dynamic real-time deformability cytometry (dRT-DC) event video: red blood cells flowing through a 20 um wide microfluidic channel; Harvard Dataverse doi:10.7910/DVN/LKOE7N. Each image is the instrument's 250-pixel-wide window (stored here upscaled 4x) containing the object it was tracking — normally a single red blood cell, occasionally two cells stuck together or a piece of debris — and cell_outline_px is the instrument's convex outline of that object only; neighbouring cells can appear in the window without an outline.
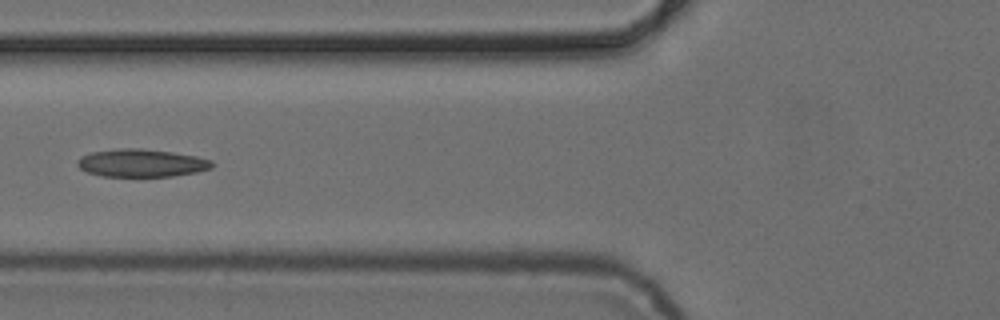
{"species": "common noctule bat (a hibernating species)", "species_latin": "Nyctalus noctula", "temperature_condition": "cold", "stored_images_in_passage": 5, "camera_frame_rate_fps": 3000, "um_per_image_px": 0.085, "animal": {"sex": "female", "body_mass_g": 24.6, "forearm_length_mm": 56.2}, "frame": {"image": 1, "passage_image": 5, "time_ms": 6.0, "image_size_px": [1000, 320], "cell_outline_px": [[212, 168], [196, 172], [172, 176], [104, 176], [88, 172], [80, 168], [76, 164], [76, 160], [80, 156], [92, 152], [120, 148], [140, 148], [172, 152], [196, 156], [212, 160]], "centroid_in_image_um": [12.01, 13.85], "position_along_channel_um": 113.8, "area_um2": 21.73}}